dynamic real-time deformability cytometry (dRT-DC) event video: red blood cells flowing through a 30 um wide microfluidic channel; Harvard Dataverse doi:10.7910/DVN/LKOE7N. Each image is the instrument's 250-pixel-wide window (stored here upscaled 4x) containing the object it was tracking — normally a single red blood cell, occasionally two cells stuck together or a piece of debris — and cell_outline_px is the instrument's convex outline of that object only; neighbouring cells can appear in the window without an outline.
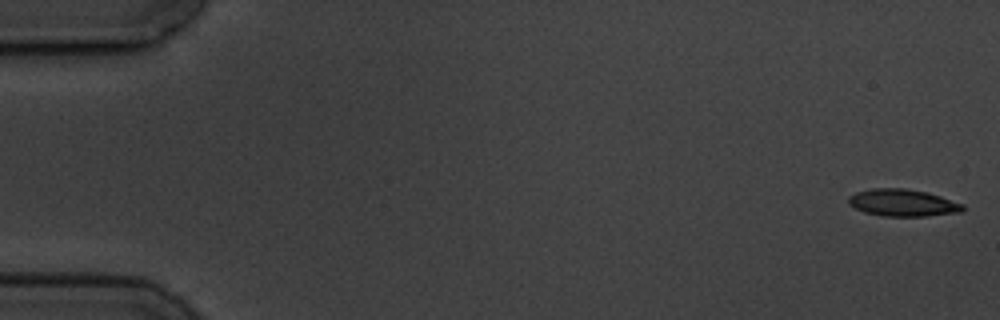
{"species": "common noctule bat (a hibernating species)", "species_latin": "Nyctalus noctula", "temperature_condition": "cold", "stored_images_in_passage": 5, "camera_frame_rate_fps": 3000, "um_per_image_px": 0.085, "animal": {"sex": "male", "body_mass_g": 19.5, "forearm_length_mm": 54.6}, "frame": {"image": 1, "passage_image": 1, "time_ms": 0.0, "image_size_px": [1000, 320], "cell_outline_px": [[964, 212], [924, 216], [884, 216], [864, 212], [848, 204], [848, 196], [856, 192], [872, 188], [904, 188], [928, 192], [964, 204]], "centroid_in_image_um": [76.74, 17.23], "position_along_channel_um": 8.3, "area_um2": 18.15}}
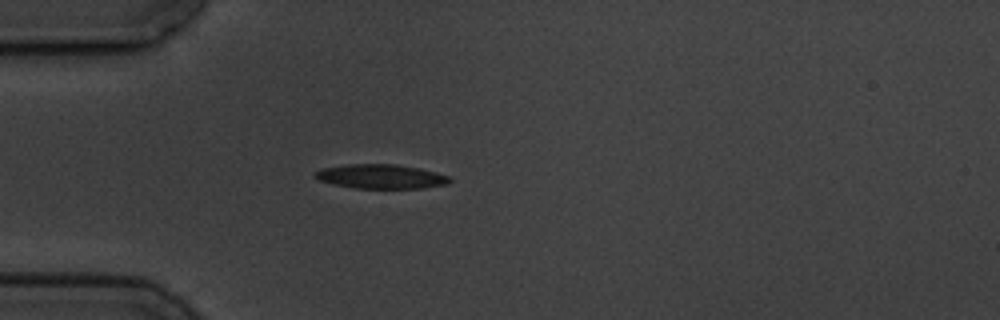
{"frame": {"image": 2, "passage_image": 4, "time_ms": 5.0, "image_size_px": [1000, 320], "cell_outline_px": [[452, 180], [448, 184], [424, 188], [356, 188], [332, 184], [320, 180], [312, 176], [312, 172], [320, 168], [348, 164], [396, 164], [420, 168], [452, 176]], "centroid_in_image_um": [32.38, 14.99], "position_along_channel_um": 52.6, "area_um2": 19.36}}